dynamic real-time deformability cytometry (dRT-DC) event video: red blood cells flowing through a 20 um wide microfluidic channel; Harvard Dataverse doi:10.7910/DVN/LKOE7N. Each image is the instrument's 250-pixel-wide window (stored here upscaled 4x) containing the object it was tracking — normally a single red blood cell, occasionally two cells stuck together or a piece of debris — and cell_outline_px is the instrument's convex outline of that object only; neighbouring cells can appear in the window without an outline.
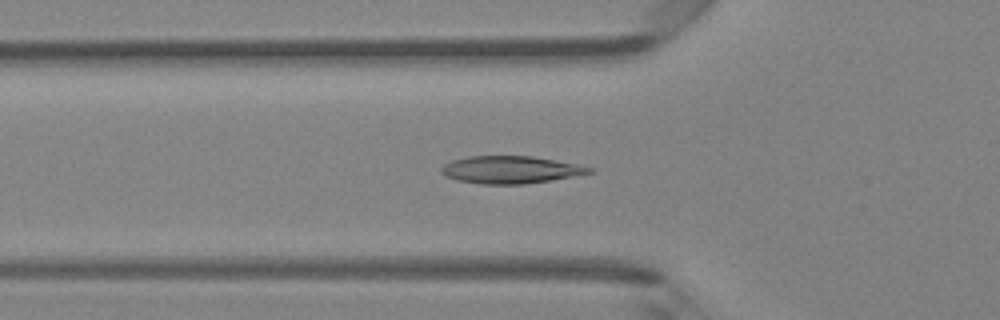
{"species": "Egyptian fruit bat (a non-hibernating species)", "species_latin": "Rousettus aegyptiacus", "temperature_condition": "room temperature", "stored_images_in_passage": 47, "camera_frame_rate_fps": 3000, "um_per_image_px": 0.085, "animal": {"sex": "female"}, "frame": {"image": 1, "passage_image": 16, "time_ms": 5.0, "image_size_px": [1000, 320], "cell_outline_px": [[596, 172], [552, 180], [524, 184], [480, 184], [456, 180], [444, 176], [440, 172], [440, 168], [444, 164], [452, 160], [468, 156], [532, 156], [556, 160], [576, 164], [592, 168]], "centroid_in_image_um": [43.37, 14.43], "position_along_channel_um": 82.4, "area_um2": 23.81}}
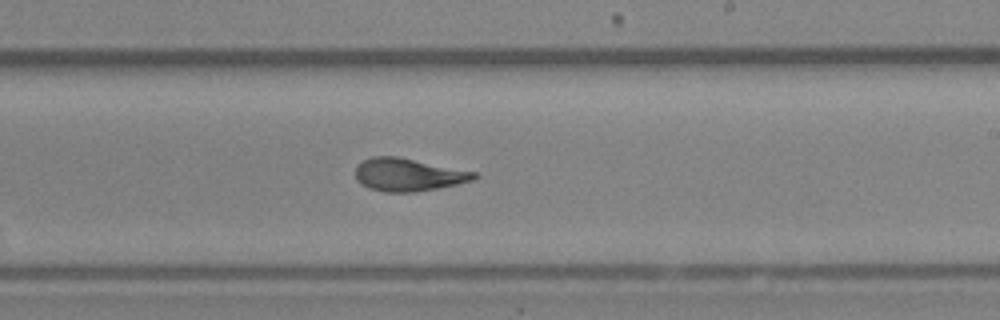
{"frame": {"image": 2, "passage_image": 28, "time_ms": 9.0, "image_size_px": [1000, 320], "cell_outline_px": [[480, 176], [472, 180], [456, 184], [436, 188], [412, 192], [384, 192], [368, 188], [360, 184], [356, 180], [356, 168], [364, 160], [372, 156], [396, 156], [476, 172]], "centroid_in_image_um": [34.68, 14.85], "position_along_channel_um": 254.3, "area_um2": 22.48}}
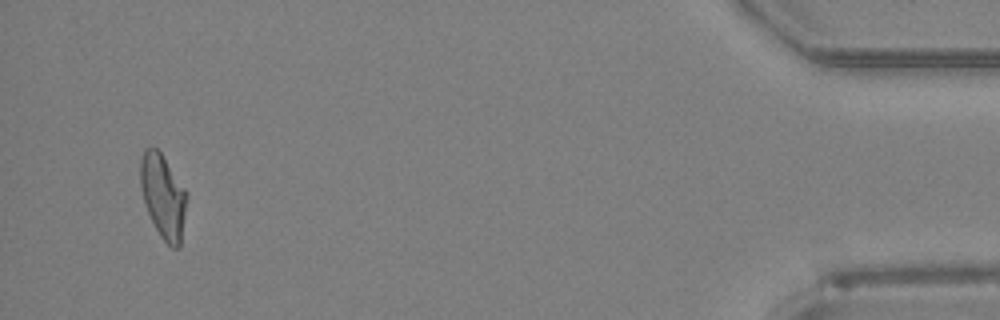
{"frame": {"image": 3, "passage_image": 45, "time_ms": 14.667, "image_size_px": [1000, 320], "cell_outline_px": [[188, 200], [180, 248], [172, 248], [160, 236], [148, 212], [140, 188], [140, 160], [144, 148], [156, 148], [160, 152], [188, 192]], "centroid_in_image_um": [13.89, 16.69], "position_along_channel_um": 421.3, "area_um2": 22.83}, "authors_computed_cell_mechanics": {"area_um2": 22.9466, "velocity_mm_per_s": 4.2991, "shape_relaxation_time_tau1_ms": 6.4173, "shape_relaxation_time_tau2_ms": 1.175, "deformation_change_tau1": 0.2032, "deformation_change_tau2": 0.0731}}